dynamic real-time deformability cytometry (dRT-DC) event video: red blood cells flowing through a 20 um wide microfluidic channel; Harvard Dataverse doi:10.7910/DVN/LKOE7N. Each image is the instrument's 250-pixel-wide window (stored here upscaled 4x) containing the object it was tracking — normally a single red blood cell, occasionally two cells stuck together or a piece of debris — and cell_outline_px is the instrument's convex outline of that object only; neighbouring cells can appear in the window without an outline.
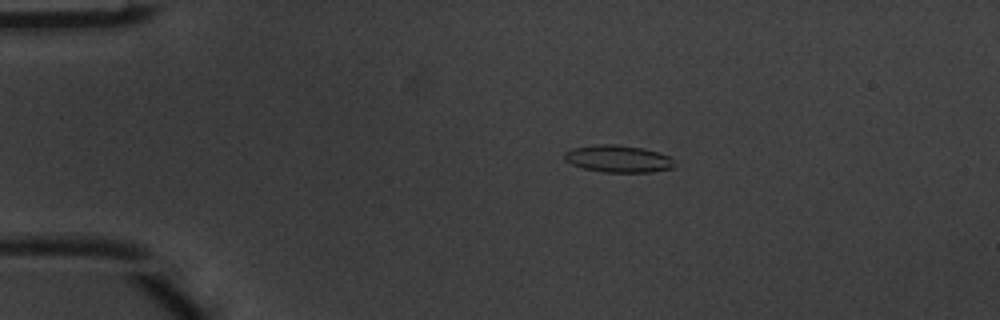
{"species": "common noctule bat (a hibernating species)", "species_latin": "Nyctalus noctula", "temperature_condition": "warm", "stored_images_in_passage": 6, "camera_frame_rate_fps": 3000, "um_per_image_px": 0.085, "animal": {"sex": "male", "body_mass_g": 20.1, "forearm_length_mm": 53.5}, "frame": {"image": 1, "passage_image": 3, "time_ms": 0.667, "image_size_px": [1000, 320], "cell_outline_px": [[672, 168], [652, 172], [604, 172], [584, 168], [572, 164], [564, 160], [564, 152], [572, 148], [596, 144], [616, 144], [644, 148], [668, 156], [672, 160]], "centroid_in_image_um": [52.49, 13.49], "position_along_channel_um": 32.5, "area_um2": 17.28}}
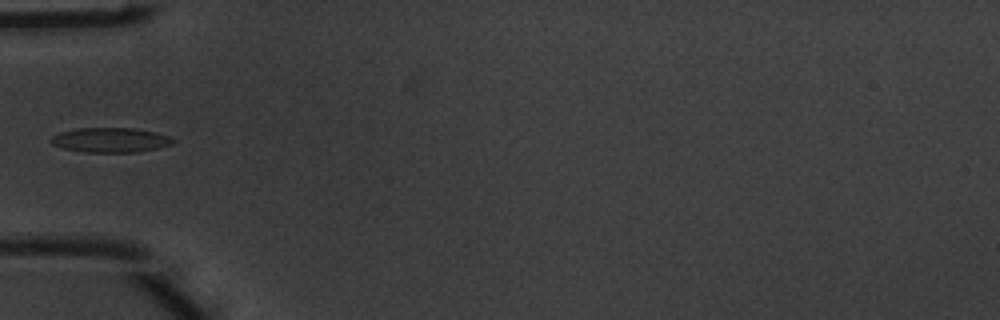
{"frame": {"image": 2, "passage_image": 5, "time_ms": 1.333, "image_size_px": [1000, 320], "cell_outline_px": [[176, 140], [172, 144], [156, 148], [136, 152], [84, 152], [64, 148], [52, 144], [48, 140], [52, 136], [60, 132], [76, 128], [132, 128], [156, 132], [168, 136]], "centroid_in_image_um": [9.36, 11.89], "position_along_channel_um": 75.6, "area_um2": 17.51}}